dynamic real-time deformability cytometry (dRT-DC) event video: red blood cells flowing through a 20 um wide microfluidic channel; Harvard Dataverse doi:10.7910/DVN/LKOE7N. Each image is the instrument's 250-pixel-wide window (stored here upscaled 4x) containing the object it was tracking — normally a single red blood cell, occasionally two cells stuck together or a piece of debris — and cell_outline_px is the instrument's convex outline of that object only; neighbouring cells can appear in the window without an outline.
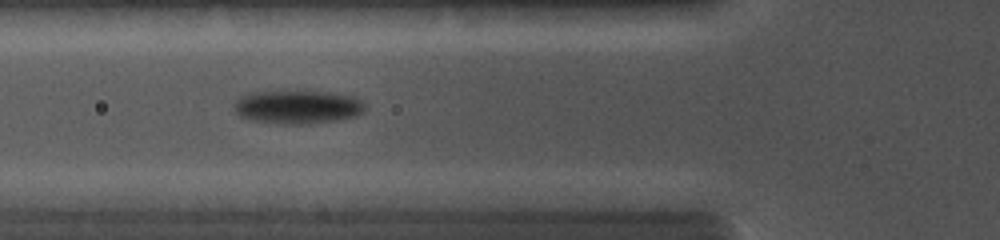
{"species": "common noctule bat (a hibernating species)", "species_latin": "Nyctalus noctula", "temperature_condition": "cold", "stored_images_in_passage": 17, "camera_frame_rate_fps": 5000, "um_per_image_px": 0.085, "animal": {"sex": "female", "body_mass_g": 19.0, "forearm_length_mm": 56.7}, "frame": {"image": 1, "passage_image": 3, "time_ms": 1.0, "image_size_px": [1000, 240], "cell_outline_px": [[368, 108], [364, 112], [356, 116], [336, 120], [312, 124], [280, 124], [252, 120], [240, 116], [236, 112], [236, 100], [240, 96], [252, 92], [288, 88], [328, 92], [356, 96]], "centroid_in_image_um": [25.33, 9.05], "position_along_channel_um": 100.5, "area_um2": 26.59}}
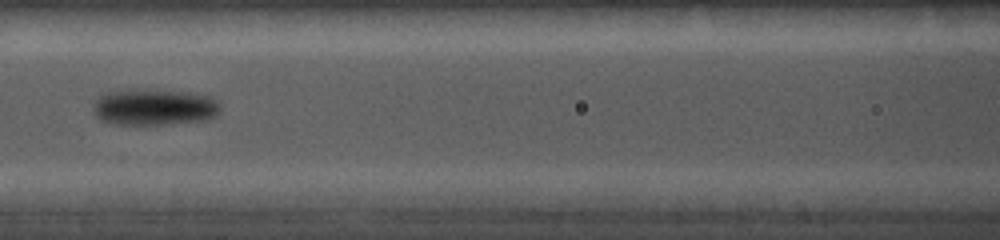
{"frame": {"image": 2, "passage_image": 6, "time_ms": 2.2, "image_size_px": [1000, 240], "cell_outline_px": [[220, 112], [216, 116], [208, 120], [164, 124], [116, 124], [100, 120], [92, 112], [92, 108], [96, 100], [104, 92], [136, 88], [188, 92], [208, 96], [216, 100], [220, 104]], "centroid_in_image_um": [13.09, 9.09], "position_along_channel_um": 153.5, "area_um2": 27.34}}
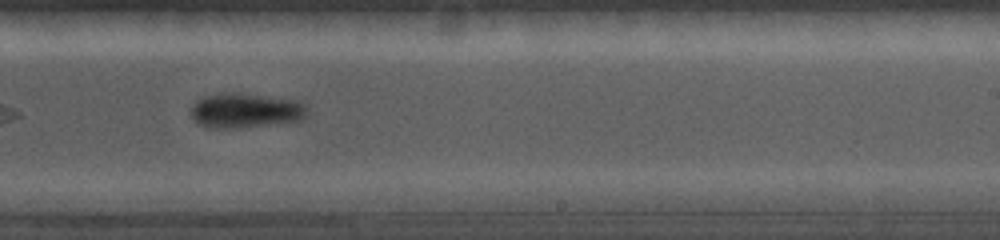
{"frame": {"image": 3, "passage_image": 12, "time_ms": 4.8, "image_size_px": [1000, 240], "cell_outline_px": [[308, 116], [300, 120], [240, 128], [208, 128], [196, 124], [192, 120], [188, 112], [192, 104], [196, 100], [204, 96], [224, 92], [228, 92], [300, 100], [308, 108]], "centroid_in_image_um": [20.81, 9.4], "position_along_channel_um": 268.2, "area_um2": 24.04}}